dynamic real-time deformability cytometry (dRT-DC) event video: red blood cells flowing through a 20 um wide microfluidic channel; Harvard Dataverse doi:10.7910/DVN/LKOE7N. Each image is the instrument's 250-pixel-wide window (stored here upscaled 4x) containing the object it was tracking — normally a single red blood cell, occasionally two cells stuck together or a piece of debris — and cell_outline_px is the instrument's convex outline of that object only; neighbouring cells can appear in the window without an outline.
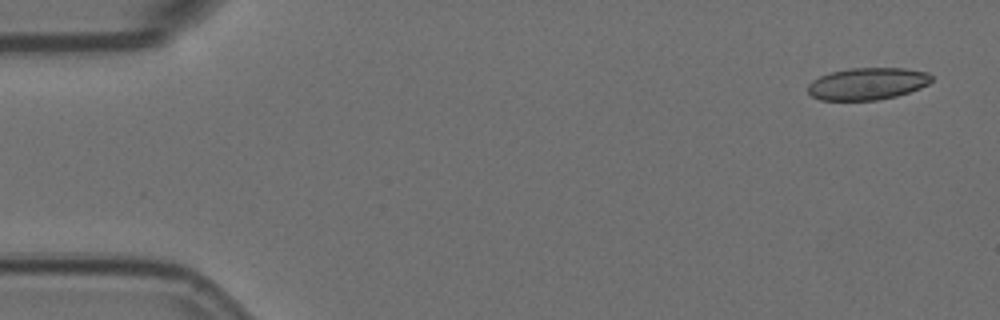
{"species": "Egyptian fruit bat (a non-hibernating species)", "species_latin": "Rousettus aegyptiacus", "temperature_condition": "room temperature", "stored_images_in_passage": 5, "camera_frame_rate_fps": 3000, "um_per_image_px": 0.085, "animal": {"sex": "female"}, "frame": {"image": 1, "passage_image": 1, "time_ms": 0.0, "image_size_px": [1000, 320], "cell_outline_px": [[932, 80], [928, 84], [920, 88], [896, 96], [876, 100], [820, 100], [812, 96], [808, 92], [808, 84], [812, 80], [820, 76], [832, 72], [848, 68], [904, 68], [928, 72], [932, 76]], "centroid_in_image_um": [73.73, 7.11], "position_along_channel_um": 11.3, "area_um2": 23.12}}
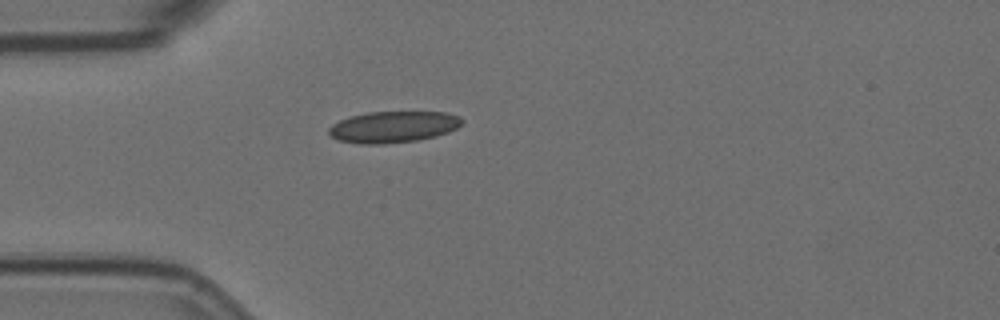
{"frame": {"image": 2, "passage_image": 4, "time_ms": 1.0, "image_size_px": [1000, 320], "cell_outline_px": [[464, 120], [456, 128], [448, 132], [436, 136], [416, 140], [384, 144], [360, 144], [340, 140], [332, 136], [328, 132], [328, 128], [332, 124], [340, 120], [352, 116], [368, 112], [448, 112], [460, 116]], "centroid_in_image_um": [33.44, 10.78], "position_along_channel_um": 51.6, "area_um2": 24.28}}